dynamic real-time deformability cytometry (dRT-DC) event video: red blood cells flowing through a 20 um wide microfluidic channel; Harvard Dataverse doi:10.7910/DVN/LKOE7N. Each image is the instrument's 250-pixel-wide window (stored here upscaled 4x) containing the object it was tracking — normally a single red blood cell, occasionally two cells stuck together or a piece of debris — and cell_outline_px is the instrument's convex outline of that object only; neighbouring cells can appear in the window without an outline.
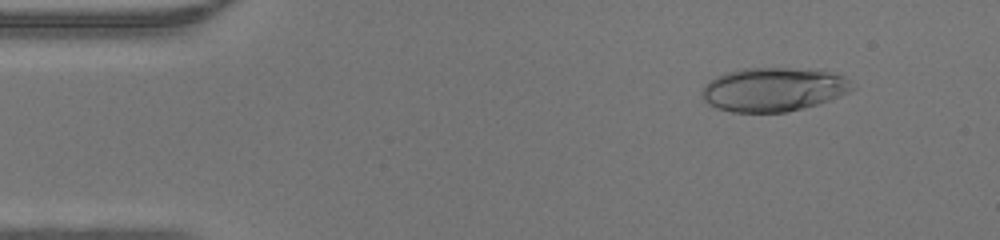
{"species": "human", "species_latin": "Homo sapiens", "temperature_condition": "warm", "stored_images_in_passage": 46, "camera_frame_rate_fps": 3000, "um_per_image_px": 0.085, "donor": {"sex": "male"}, "frame": {"image": 1, "passage_image": 5, "time_ms": 1.333, "image_size_px": [1000, 240], "cell_outline_px": [[856, 88], [848, 92], [828, 100], [816, 104], [788, 112], [732, 112], [716, 108], [708, 104], [700, 96], [700, 92], [704, 84], [716, 76], [728, 72], [744, 68], [816, 68], [844, 76], [856, 84]], "centroid_in_image_um": [65.75, 7.59], "position_along_channel_um": 19.3, "area_um2": 38.84}}
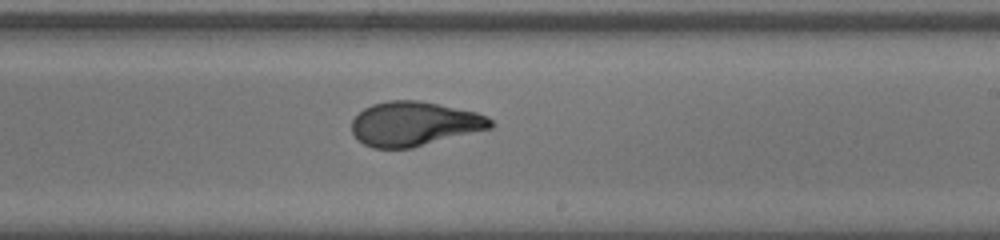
{"frame": {"image": 2, "passage_image": 27, "time_ms": 8.667, "image_size_px": [1000, 240], "cell_outline_px": [[496, 124], [492, 128], [412, 148], [372, 148], [356, 140], [352, 132], [352, 120], [364, 108], [372, 104], [388, 100], [420, 100], [476, 112], [488, 116]], "centroid_in_image_um": [35.22, 10.52], "position_along_channel_um": 253.8, "area_um2": 36.13}}
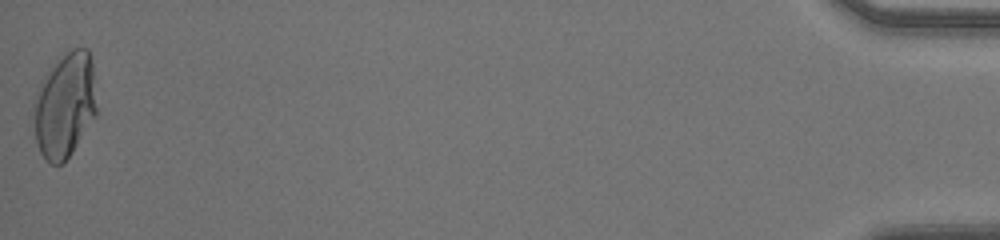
{"frame": {"image": 3, "passage_image": 46, "time_ms": 15.0, "image_size_px": [1000, 240], "cell_outline_px": [[96, 116], [72, 152], [60, 164], [52, 164], [40, 152], [36, 140], [32, 104], [44, 76], [56, 56], [68, 48], [88, 48], [92, 56], [96, 108]], "centroid_in_image_um": [5.51, 8.86], "position_along_channel_um": 429.7, "area_um2": 39.02}}